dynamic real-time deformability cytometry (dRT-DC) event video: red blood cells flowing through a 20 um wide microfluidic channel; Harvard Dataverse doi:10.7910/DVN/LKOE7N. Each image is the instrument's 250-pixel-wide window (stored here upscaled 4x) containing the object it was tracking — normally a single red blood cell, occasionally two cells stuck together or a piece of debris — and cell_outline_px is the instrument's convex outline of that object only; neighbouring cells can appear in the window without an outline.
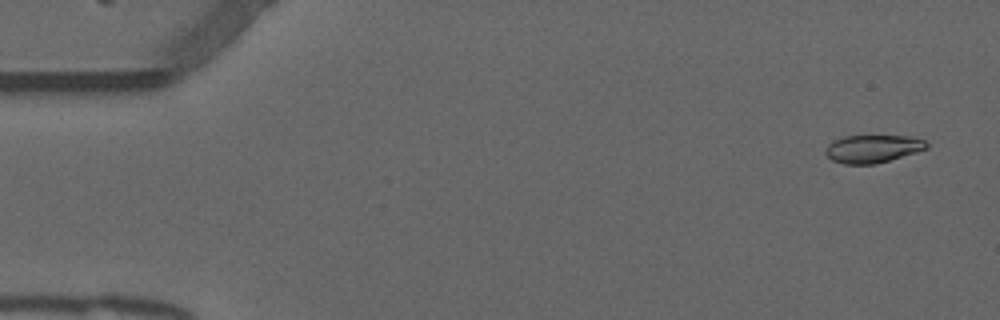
{"species": "common noctule bat (a hibernating species)", "species_latin": "Nyctalus noctula", "temperature_condition": "warm", "stored_images_in_passage": 54, "camera_frame_rate_fps": 3000, "um_per_image_px": 0.085, "animal": {"sex": "male", "forearm_length_mm": 52.5}, "frame": {"image": 1, "passage_image": 3, "time_ms": 0.667, "image_size_px": [1000, 320], "cell_outline_px": [[928, 148], [916, 152], [876, 164], [844, 164], [832, 160], [824, 152], [828, 144], [832, 140], [844, 136], [908, 136], [924, 140], [928, 144]], "centroid_in_image_um": [74.15, 12.64], "position_along_channel_um": 10.8, "area_um2": 16.36}}
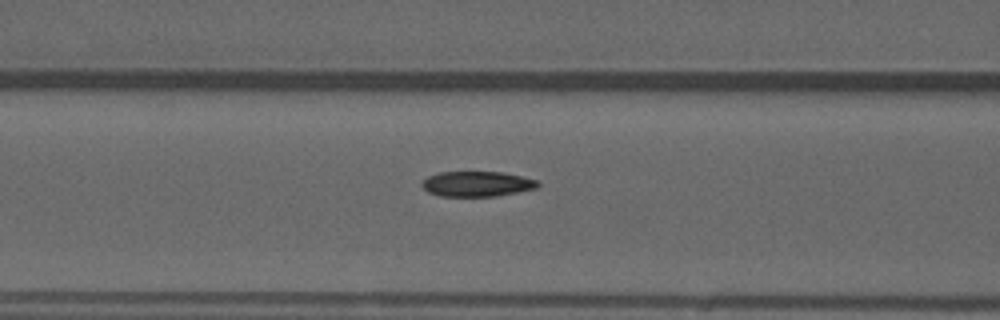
{"frame": {"image": 2, "passage_image": 22, "time_ms": 7.0, "image_size_px": [1000, 320], "cell_outline_px": [[540, 184], [536, 188], [496, 196], [440, 196], [428, 192], [420, 184], [428, 176], [440, 172], [504, 172], [536, 180]], "centroid_in_image_um": [40.52, 15.63], "position_along_channel_um": 126.1, "area_um2": 16.88}}
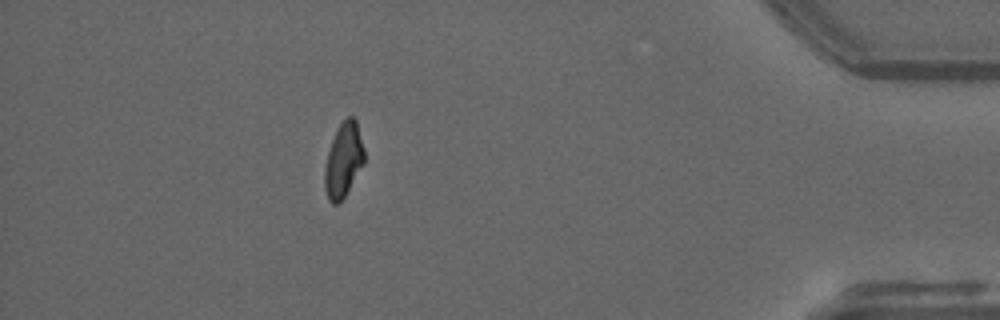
{"frame": {"image": 3, "passage_image": 48, "time_ms": 15.667, "image_size_px": [1000, 320], "cell_outline_px": [[364, 164], [344, 196], [336, 204], [332, 204], [328, 200], [324, 188], [324, 168], [328, 152], [332, 140], [340, 124], [348, 116], [352, 116], [356, 120], [364, 148]], "centroid_in_image_um": [29.19, 13.62], "position_along_channel_um": 406.0, "area_um2": 16.99}, "authors_computed_cell_mechanics": {"area_um2": 17.4845, "velocity_mm_per_s": 3.8337, "shape_relaxation_time_tau1_ms": null, "shape_relaxation_time_tau2_ms": 2.9445, "deformation_change_tau1": null, "deformation_change_tau2": 0.0933}}